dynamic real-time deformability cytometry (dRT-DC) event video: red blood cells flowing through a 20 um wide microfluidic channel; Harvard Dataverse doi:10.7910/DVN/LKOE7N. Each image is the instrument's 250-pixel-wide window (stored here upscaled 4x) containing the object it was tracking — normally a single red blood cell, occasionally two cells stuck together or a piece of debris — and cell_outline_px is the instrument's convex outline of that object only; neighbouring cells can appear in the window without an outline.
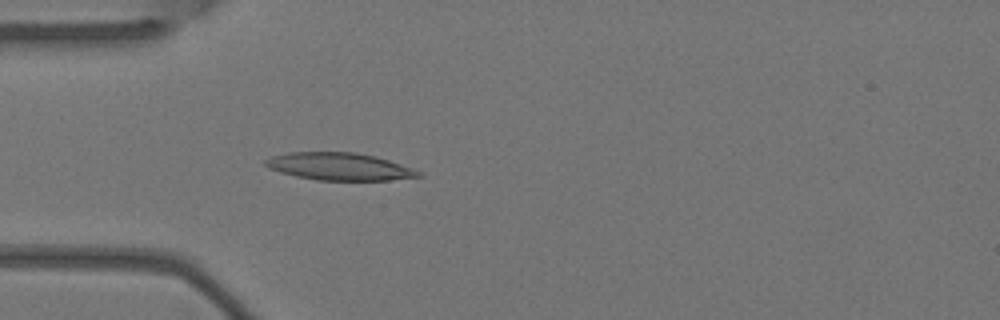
{"species": "Egyptian fruit bat (a non-hibernating species)", "species_latin": "Rousettus aegyptiacus", "temperature_condition": "warm", "stored_images_in_passage": 4, "camera_frame_rate_fps": 3000, "um_per_image_px": 0.085, "animal": {"sex": "female"}, "frame": {"image": 1, "passage_image": 4, "time_ms": 1.0, "image_size_px": [1000, 320], "cell_outline_px": [[424, 176], [388, 180], [316, 180], [296, 176], [280, 172], [268, 168], [264, 164], [264, 160], [272, 156], [288, 152], [356, 152], [376, 156], [412, 168], [420, 172]], "centroid_in_image_um": [28.82, 14.15], "position_along_channel_um": 56.2, "area_um2": 24.45}}